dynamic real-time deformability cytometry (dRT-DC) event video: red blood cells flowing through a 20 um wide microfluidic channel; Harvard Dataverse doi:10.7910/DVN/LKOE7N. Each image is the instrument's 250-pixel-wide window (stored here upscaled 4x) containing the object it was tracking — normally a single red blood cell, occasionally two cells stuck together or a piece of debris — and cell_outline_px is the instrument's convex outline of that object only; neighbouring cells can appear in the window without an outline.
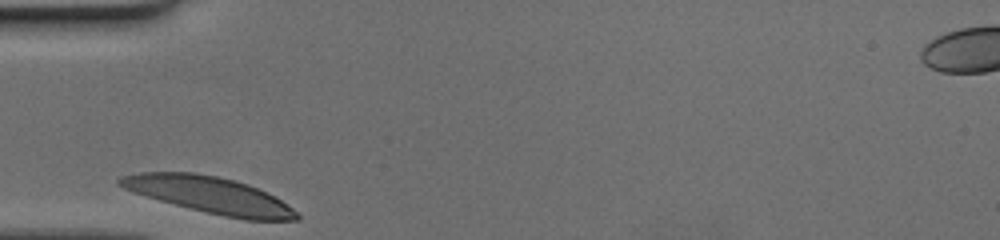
{"species": "human", "species_latin": "Homo sapiens", "temperature_condition": "cold", "stored_images_in_passage": 25, "camera_frame_rate_fps": 3000, "um_per_image_px": 0.085, "donor": {"sex": "female"}, "frame": {"image": 1, "passage_image": 1, "time_ms": 0.0, "image_size_px": [1000, 240], "cell_outline_px": [[300, 220], [244, 220], [204, 212], [160, 200], [132, 192], [116, 184], [116, 180], [120, 176], [140, 172], [192, 172], [216, 176], [248, 184], [268, 192], [288, 204], [300, 216]], "centroid_in_image_um": [17.81, 16.57], "position_along_channel_um": 67.2, "area_um2": 37.63}}
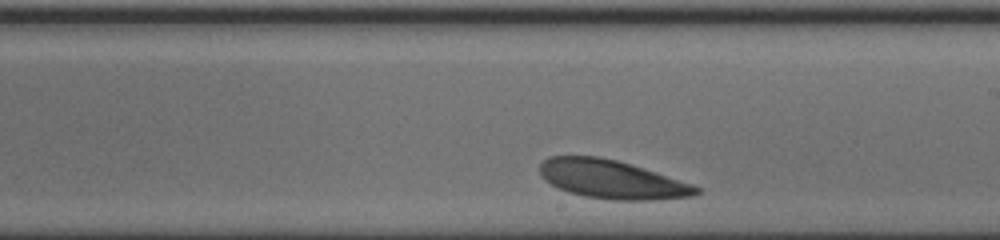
{"frame": {"image": 2, "passage_image": 15, "time_ms": 4.667, "image_size_px": [1000, 240], "cell_outline_px": [[704, 188], [700, 192], [692, 196], [656, 200], [612, 200], [584, 196], [568, 192], [544, 180], [540, 176], [540, 164], [548, 156], [596, 156], [616, 160], [692, 184]], "centroid_in_image_um": [51.99, 15.26], "position_along_channel_um": 237.0, "area_um2": 34.91}}
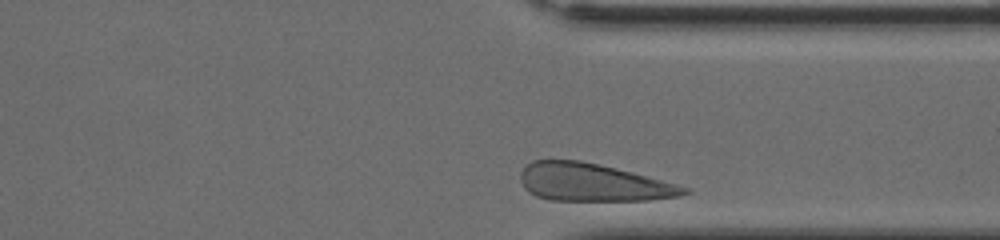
{"frame": {"image": 3, "passage_image": 25, "time_ms": 8.0, "image_size_px": [1000, 240], "cell_outline_px": [[692, 192], [680, 196], [648, 200], [548, 200], [536, 196], [528, 192], [524, 188], [520, 180], [520, 172], [532, 160], [580, 160], [616, 168], [632, 172], [692, 188]], "centroid_in_image_um": [50.41, 15.51], "position_along_channel_um": 361.0, "area_um2": 36.07}}